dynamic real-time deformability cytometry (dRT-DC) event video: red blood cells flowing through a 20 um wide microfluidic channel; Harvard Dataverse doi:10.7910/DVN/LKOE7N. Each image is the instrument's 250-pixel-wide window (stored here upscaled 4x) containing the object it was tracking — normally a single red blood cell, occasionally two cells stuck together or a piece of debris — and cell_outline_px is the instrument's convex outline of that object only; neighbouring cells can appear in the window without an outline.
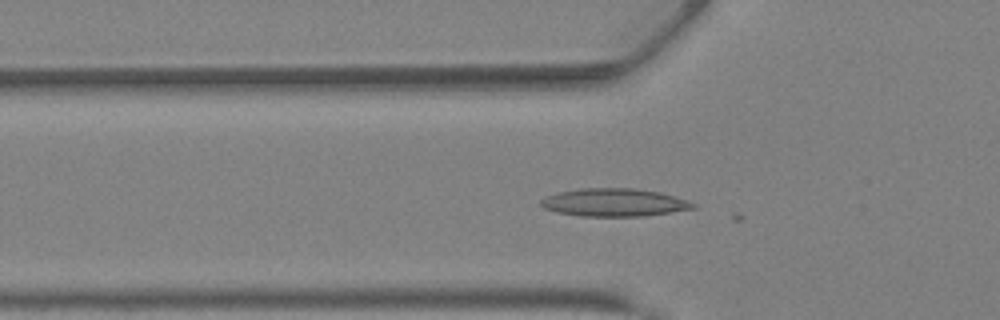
{"species": "Egyptian fruit bat (a non-hibernating species)", "species_latin": "Rousettus aegyptiacus", "temperature_condition": "warm", "stored_images_in_passage": 17, "camera_frame_rate_fps": 3000, "um_per_image_px": 0.085, "animal": {"sex": "female"}, "frame": {"image": 1, "passage_image": 15, "time_ms": 4.667, "image_size_px": [1000, 320], "cell_outline_px": [[696, 208], [644, 216], [580, 216], [556, 212], [544, 208], [540, 204], [540, 200], [556, 192], [580, 188], [632, 188], [660, 192], [676, 196], [688, 200], [696, 204]], "centroid_in_image_um": [52.21, 17.2], "position_along_channel_um": 73.6, "area_um2": 24.85}}